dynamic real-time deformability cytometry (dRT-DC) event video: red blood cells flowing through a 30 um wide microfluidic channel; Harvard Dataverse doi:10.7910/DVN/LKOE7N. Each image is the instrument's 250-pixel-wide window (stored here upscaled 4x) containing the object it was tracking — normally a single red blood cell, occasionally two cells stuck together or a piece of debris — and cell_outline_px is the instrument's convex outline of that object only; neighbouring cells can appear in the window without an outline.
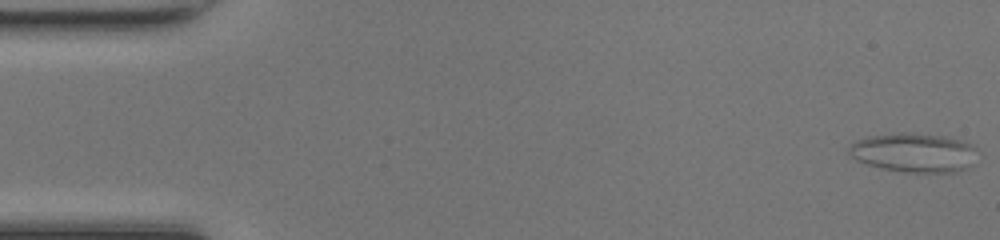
{"species": "common noctule bat (a hibernating species)", "species_latin": "Nyctalus noctula", "temperature_condition": "room temperature", "stored_images_in_passage": 48, "segment_of_instrument_passage": [1, 2], "camera_frame_rate_fps": 3000, "um_per_image_px": 0.085, "animal": {"sex": "female", "body_mass_g": 17.0, "forearm_length_mm": 48.0}, "frame": {"image": 1, "passage_image": 1, "time_ms": 0.0, "image_size_px": [1000, 240], "cell_outline_px": [[980, 152], [972, 164], [956, 172], [904, 172], [884, 168], [868, 164], [856, 160], [848, 152], [848, 148], [856, 140], [868, 136], [900, 132], [912, 132], [944, 136], [976, 144]], "centroid_in_image_um": [77.75, 12.95], "position_along_channel_um": 7.3, "area_um2": 29.65}}
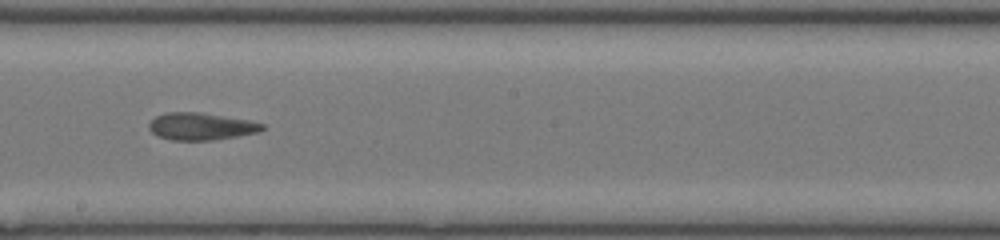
{"frame": {"image": 2, "passage_image": 27, "time_ms": 8.667, "image_size_px": [1000, 240], "cell_outline_px": [[264, 128], [256, 132], [236, 136], [212, 140], [172, 140], [156, 136], [148, 128], [148, 124], [156, 116], [164, 112], [200, 112], [248, 120], [264, 124]], "centroid_in_image_um": [17.02, 10.74], "position_along_channel_um": 231.2, "area_um2": 17.86}}
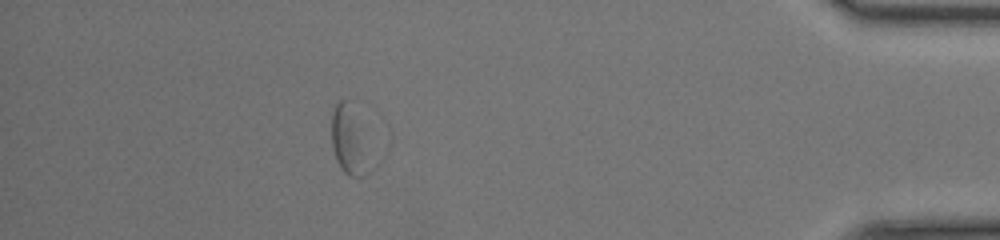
{"frame": {"image": 3, "passage_image": 43, "time_ms": 14.0, "image_size_px": [1000, 240], "cell_outline_px": [[368, 172], [364, 176], [348, 176], [340, 168], [336, 160], [332, 144], [332, 112], [336, 104], [340, 100], [344, 100]], "centroid_in_image_um": [29.45, 12.15], "position_along_channel_um": 405.7, "area_um2": 11.91}}